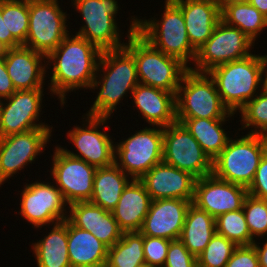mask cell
<instances>
[{
  "label": "cell",
  "instance_id": "cell-1",
  "mask_svg": "<svg viewBox=\"0 0 267 267\" xmlns=\"http://www.w3.org/2000/svg\"><path fill=\"white\" fill-rule=\"evenodd\" d=\"M101 54L102 50L93 43L77 34L69 33L57 48L46 56L47 69L52 72L48 89L58 96L62 107L67 93L81 88L90 89L97 74Z\"/></svg>",
  "mask_w": 267,
  "mask_h": 267
},
{
  "label": "cell",
  "instance_id": "cell-2",
  "mask_svg": "<svg viewBox=\"0 0 267 267\" xmlns=\"http://www.w3.org/2000/svg\"><path fill=\"white\" fill-rule=\"evenodd\" d=\"M138 84L134 56L125 47L102 51L97 74L90 87V90L98 89L99 92H96V99L86 115L111 117L123 97L128 96V91L132 94Z\"/></svg>",
  "mask_w": 267,
  "mask_h": 267
},
{
  "label": "cell",
  "instance_id": "cell-3",
  "mask_svg": "<svg viewBox=\"0 0 267 267\" xmlns=\"http://www.w3.org/2000/svg\"><path fill=\"white\" fill-rule=\"evenodd\" d=\"M207 73L215 81L223 105L236 114L265 87V55L251 54Z\"/></svg>",
  "mask_w": 267,
  "mask_h": 267
},
{
  "label": "cell",
  "instance_id": "cell-4",
  "mask_svg": "<svg viewBox=\"0 0 267 267\" xmlns=\"http://www.w3.org/2000/svg\"><path fill=\"white\" fill-rule=\"evenodd\" d=\"M125 48L134 56L139 83L177 94L189 68L179 59L154 48L138 33V18L133 17Z\"/></svg>",
  "mask_w": 267,
  "mask_h": 267
},
{
  "label": "cell",
  "instance_id": "cell-5",
  "mask_svg": "<svg viewBox=\"0 0 267 267\" xmlns=\"http://www.w3.org/2000/svg\"><path fill=\"white\" fill-rule=\"evenodd\" d=\"M230 137L226 147L212 161V174L224 181L248 188L262 156L267 151V136L248 133Z\"/></svg>",
  "mask_w": 267,
  "mask_h": 267
},
{
  "label": "cell",
  "instance_id": "cell-6",
  "mask_svg": "<svg viewBox=\"0 0 267 267\" xmlns=\"http://www.w3.org/2000/svg\"><path fill=\"white\" fill-rule=\"evenodd\" d=\"M164 6L161 20L138 19V33L154 48L190 68L188 64L195 61L197 51L189 41L183 13L173 1L165 0Z\"/></svg>",
  "mask_w": 267,
  "mask_h": 267
},
{
  "label": "cell",
  "instance_id": "cell-7",
  "mask_svg": "<svg viewBox=\"0 0 267 267\" xmlns=\"http://www.w3.org/2000/svg\"><path fill=\"white\" fill-rule=\"evenodd\" d=\"M222 103L208 73L188 70L176 94V119H227L234 117Z\"/></svg>",
  "mask_w": 267,
  "mask_h": 267
},
{
  "label": "cell",
  "instance_id": "cell-8",
  "mask_svg": "<svg viewBox=\"0 0 267 267\" xmlns=\"http://www.w3.org/2000/svg\"><path fill=\"white\" fill-rule=\"evenodd\" d=\"M115 143L114 163L131 179L139 180L163 161V128L145 127Z\"/></svg>",
  "mask_w": 267,
  "mask_h": 267
},
{
  "label": "cell",
  "instance_id": "cell-9",
  "mask_svg": "<svg viewBox=\"0 0 267 267\" xmlns=\"http://www.w3.org/2000/svg\"><path fill=\"white\" fill-rule=\"evenodd\" d=\"M74 9L80 13L84 24L75 34L93 43L102 51L119 49L121 32L116 16L119 11L117 0H71Z\"/></svg>",
  "mask_w": 267,
  "mask_h": 267
},
{
  "label": "cell",
  "instance_id": "cell-10",
  "mask_svg": "<svg viewBox=\"0 0 267 267\" xmlns=\"http://www.w3.org/2000/svg\"><path fill=\"white\" fill-rule=\"evenodd\" d=\"M255 42L236 27L220 20L215 26L212 36L197 50L194 72L207 73L212 68L240 60L251 55Z\"/></svg>",
  "mask_w": 267,
  "mask_h": 267
},
{
  "label": "cell",
  "instance_id": "cell-11",
  "mask_svg": "<svg viewBox=\"0 0 267 267\" xmlns=\"http://www.w3.org/2000/svg\"><path fill=\"white\" fill-rule=\"evenodd\" d=\"M58 0H29V29L23 46L48 55L69 34Z\"/></svg>",
  "mask_w": 267,
  "mask_h": 267
},
{
  "label": "cell",
  "instance_id": "cell-12",
  "mask_svg": "<svg viewBox=\"0 0 267 267\" xmlns=\"http://www.w3.org/2000/svg\"><path fill=\"white\" fill-rule=\"evenodd\" d=\"M82 118L85 119L83 120V127L76 125L73 130L67 132V139L69 138L78 153L61 147L62 150L73 157L84 160L95 168L112 165L114 163L115 144L110 134H106L107 132L104 131V128H109L107 122L110 117L91 116L85 113ZM99 129H103L104 132Z\"/></svg>",
  "mask_w": 267,
  "mask_h": 267
},
{
  "label": "cell",
  "instance_id": "cell-13",
  "mask_svg": "<svg viewBox=\"0 0 267 267\" xmlns=\"http://www.w3.org/2000/svg\"><path fill=\"white\" fill-rule=\"evenodd\" d=\"M163 162L190 173L196 179L212 174V161L178 121L163 128Z\"/></svg>",
  "mask_w": 267,
  "mask_h": 267
},
{
  "label": "cell",
  "instance_id": "cell-14",
  "mask_svg": "<svg viewBox=\"0 0 267 267\" xmlns=\"http://www.w3.org/2000/svg\"><path fill=\"white\" fill-rule=\"evenodd\" d=\"M20 197L19 215L36 229L67 219L69 204L54 183L38 180L26 183Z\"/></svg>",
  "mask_w": 267,
  "mask_h": 267
},
{
  "label": "cell",
  "instance_id": "cell-15",
  "mask_svg": "<svg viewBox=\"0 0 267 267\" xmlns=\"http://www.w3.org/2000/svg\"><path fill=\"white\" fill-rule=\"evenodd\" d=\"M50 175L68 204L89 201L93 193L96 169L55 146Z\"/></svg>",
  "mask_w": 267,
  "mask_h": 267
},
{
  "label": "cell",
  "instance_id": "cell-16",
  "mask_svg": "<svg viewBox=\"0 0 267 267\" xmlns=\"http://www.w3.org/2000/svg\"><path fill=\"white\" fill-rule=\"evenodd\" d=\"M53 128H37L12 134L0 140V187L10 177L19 174L29 163L35 162L51 140Z\"/></svg>",
  "mask_w": 267,
  "mask_h": 267
},
{
  "label": "cell",
  "instance_id": "cell-17",
  "mask_svg": "<svg viewBox=\"0 0 267 267\" xmlns=\"http://www.w3.org/2000/svg\"><path fill=\"white\" fill-rule=\"evenodd\" d=\"M43 89L16 90L9 98L0 100L3 137L37 128H53L45 122H39Z\"/></svg>",
  "mask_w": 267,
  "mask_h": 267
},
{
  "label": "cell",
  "instance_id": "cell-18",
  "mask_svg": "<svg viewBox=\"0 0 267 267\" xmlns=\"http://www.w3.org/2000/svg\"><path fill=\"white\" fill-rule=\"evenodd\" d=\"M247 188L221 180L213 174L196 179L193 204L215 219L243 208Z\"/></svg>",
  "mask_w": 267,
  "mask_h": 267
},
{
  "label": "cell",
  "instance_id": "cell-19",
  "mask_svg": "<svg viewBox=\"0 0 267 267\" xmlns=\"http://www.w3.org/2000/svg\"><path fill=\"white\" fill-rule=\"evenodd\" d=\"M152 200L184 199L193 201L196 178L165 162L156 164L139 179Z\"/></svg>",
  "mask_w": 267,
  "mask_h": 267
},
{
  "label": "cell",
  "instance_id": "cell-20",
  "mask_svg": "<svg viewBox=\"0 0 267 267\" xmlns=\"http://www.w3.org/2000/svg\"><path fill=\"white\" fill-rule=\"evenodd\" d=\"M192 202L175 198L152 200L140 232L150 237L179 239Z\"/></svg>",
  "mask_w": 267,
  "mask_h": 267
},
{
  "label": "cell",
  "instance_id": "cell-21",
  "mask_svg": "<svg viewBox=\"0 0 267 267\" xmlns=\"http://www.w3.org/2000/svg\"><path fill=\"white\" fill-rule=\"evenodd\" d=\"M45 59L43 53L23 45L8 49L4 61L15 90L44 88L47 75Z\"/></svg>",
  "mask_w": 267,
  "mask_h": 267
},
{
  "label": "cell",
  "instance_id": "cell-22",
  "mask_svg": "<svg viewBox=\"0 0 267 267\" xmlns=\"http://www.w3.org/2000/svg\"><path fill=\"white\" fill-rule=\"evenodd\" d=\"M67 219L76 227L89 231L108 247L121 239L123 231L119 228L112 212L90 201H79L67 206Z\"/></svg>",
  "mask_w": 267,
  "mask_h": 267
},
{
  "label": "cell",
  "instance_id": "cell-23",
  "mask_svg": "<svg viewBox=\"0 0 267 267\" xmlns=\"http://www.w3.org/2000/svg\"><path fill=\"white\" fill-rule=\"evenodd\" d=\"M181 9L192 47L197 51L221 20L218 0H173Z\"/></svg>",
  "mask_w": 267,
  "mask_h": 267
},
{
  "label": "cell",
  "instance_id": "cell-24",
  "mask_svg": "<svg viewBox=\"0 0 267 267\" xmlns=\"http://www.w3.org/2000/svg\"><path fill=\"white\" fill-rule=\"evenodd\" d=\"M130 96L150 126L164 128L177 121L175 94L139 83Z\"/></svg>",
  "mask_w": 267,
  "mask_h": 267
},
{
  "label": "cell",
  "instance_id": "cell-25",
  "mask_svg": "<svg viewBox=\"0 0 267 267\" xmlns=\"http://www.w3.org/2000/svg\"><path fill=\"white\" fill-rule=\"evenodd\" d=\"M152 199L140 180L132 179L111 211L123 232L140 231Z\"/></svg>",
  "mask_w": 267,
  "mask_h": 267
},
{
  "label": "cell",
  "instance_id": "cell-26",
  "mask_svg": "<svg viewBox=\"0 0 267 267\" xmlns=\"http://www.w3.org/2000/svg\"><path fill=\"white\" fill-rule=\"evenodd\" d=\"M68 257L71 267L106 265L108 246L89 231L74 226L67 219Z\"/></svg>",
  "mask_w": 267,
  "mask_h": 267
},
{
  "label": "cell",
  "instance_id": "cell-27",
  "mask_svg": "<svg viewBox=\"0 0 267 267\" xmlns=\"http://www.w3.org/2000/svg\"><path fill=\"white\" fill-rule=\"evenodd\" d=\"M46 236L32 243L38 267H71L68 257L67 219L51 224Z\"/></svg>",
  "mask_w": 267,
  "mask_h": 267
},
{
  "label": "cell",
  "instance_id": "cell-28",
  "mask_svg": "<svg viewBox=\"0 0 267 267\" xmlns=\"http://www.w3.org/2000/svg\"><path fill=\"white\" fill-rule=\"evenodd\" d=\"M131 180L115 163L97 168L93 193L89 201L111 212L117 205L123 189Z\"/></svg>",
  "mask_w": 267,
  "mask_h": 267
},
{
  "label": "cell",
  "instance_id": "cell-29",
  "mask_svg": "<svg viewBox=\"0 0 267 267\" xmlns=\"http://www.w3.org/2000/svg\"><path fill=\"white\" fill-rule=\"evenodd\" d=\"M215 233V218L191 203L186 213L180 241L197 258Z\"/></svg>",
  "mask_w": 267,
  "mask_h": 267
},
{
  "label": "cell",
  "instance_id": "cell-30",
  "mask_svg": "<svg viewBox=\"0 0 267 267\" xmlns=\"http://www.w3.org/2000/svg\"><path fill=\"white\" fill-rule=\"evenodd\" d=\"M191 133L204 153L213 161L226 147L230 137L223 129L227 119H177ZM223 126V127H222Z\"/></svg>",
  "mask_w": 267,
  "mask_h": 267
},
{
  "label": "cell",
  "instance_id": "cell-31",
  "mask_svg": "<svg viewBox=\"0 0 267 267\" xmlns=\"http://www.w3.org/2000/svg\"><path fill=\"white\" fill-rule=\"evenodd\" d=\"M221 20L238 28L254 42L267 29V18L249 2L227 5L221 11Z\"/></svg>",
  "mask_w": 267,
  "mask_h": 267
},
{
  "label": "cell",
  "instance_id": "cell-32",
  "mask_svg": "<svg viewBox=\"0 0 267 267\" xmlns=\"http://www.w3.org/2000/svg\"><path fill=\"white\" fill-rule=\"evenodd\" d=\"M145 262L143 234L123 232L122 237L108 248L107 267H136Z\"/></svg>",
  "mask_w": 267,
  "mask_h": 267
},
{
  "label": "cell",
  "instance_id": "cell-33",
  "mask_svg": "<svg viewBox=\"0 0 267 267\" xmlns=\"http://www.w3.org/2000/svg\"><path fill=\"white\" fill-rule=\"evenodd\" d=\"M2 16H5L6 36L24 45L29 29V0H2Z\"/></svg>",
  "mask_w": 267,
  "mask_h": 267
},
{
  "label": "cell",
  "instance_id": "cell-34",
  "mask_svg": "<svg viewBox=\"0 0 267 267\" xmlns=\"http://www.w3.org/2000/svg\"><path fill=\"white\" fill-rule=\"evenodd\" d=\"M216 233L225 236L237 246H250L255 239L251 237L243 209L230 211L215 219Z\"/></svg>",
  "mask_w": 267,
  "mask_h": 267
},
{
  "label": "cell",
  "instance_id": "cell-35",
  "mask_svg": "<svg viewBox=\"0 0 267 267\" xmlns=\"http://www.w3.org/2000/svg\"><path fill=\"white\" fill-rule=\"evenodd\" d=\"M238 112L242 119L240 120L241 130L251 128L248 133L267 136V89L265 87Z\"/></svg>",
  "mask_w": 267,
  "mask_h": 267
},
{
  "label": "cell",
  "instance_id": "cell-36",
  "mask_svg": "<svg viewBox=\"0 0 267 267\" xmlns=\"http://www.w3.org/2000/svg\"><path fill=\"white\" fill-rule=\"evenodd\" d=\"M238 246L225 236L217 233L197 257V267H226L227 262Z\"/></svg>",
  "mask_w": 267,
  "mask_h": 267
},
{
  "label": "cell",
  "instance_id": "cell-37",
  "mask_svg": "<svg viewBox=\"0 0 267 267\" xmlns=\"http://www.w3.org/2000/svg\"><path fill=\"white\" fill-rule=\"evenodd\" d=\"M243 213L251 237L261 239L267 235V200L248 194L243 204Z\"/></svg>",
  "mask_w": 267,
  "mask_h": 267
},
{
  "label": "cell",
  "instance_id": "cell-38",
  "mask_svg": "<svg viewBox=\"0 0 267 267\" xmlns=\"http://www.w3.org/2000/svg\"><path fill=\"white\" fill-rule=\"evenodd\" d=\"M169 239L143 235L145 263L153 267H163L167 259Z\"/></svg>",
  "mask_w": 267,
  "mask_h": 267
},
{
  "label": "cell",
  "instance_id": "cell-39",
  "mask_svg": "<svg viewBox=\"0 0 267 267\" xmlns=\"http://www.w3.org/2000/svg\"><path fill=\"white\" fill-rule=\"evenodd\" d=\"M163 267H197V258L188 251L180 239L171 240Z\"/></svg>",
  "mask_w": 267,
  "mask_h": 267
},
{
  "label": "cell",
  "instance_id": "cell-40",
  "mask_svg": "<svg viewBox=\"0 0 267 267\" xmlns=\"http://www.w3.org/2000/svg\"><path fill=\"white\" fill-rule=\"evenodd\" d=\"M247 191L254 197L267 200V151L262 156L254 179Z\"/></svg>",
  "mask_w": 267,
  "mask_h": 267
},
{
  "label": "cell",
  "instance_id": "cell-41",
  "mask_svg": "<svg viewBox=\"0 0 267 267\" xmlns=\"http://www.w3.org/2000/svg\"><path fill=\"white\" fill-rule=\"evenodd\" d=\"M226 267H259L254 246H238L227 262Z\"/></svg>",
  "mask_w": 267,
  "mask_h": 267
},
{
  "label": "cell",
  "instance_id": "cell-42",
  "mask_svg": "<svg viewBox=\"0 0 267 267\" xmlns=\"http://www.w3.org/2000/svg\"><path fill=\"white\" fill-rule=\"evenodd\" d=\"M15 91L4 58L0 59V100L9 98Z\"/></svg>",
  "mask_w": 267,
  "mask_h": 267
},
{
  "label": "cell",
  "instance_id": "cell-43",
  "mask_svg": "<svg viewBox=\"0 0 267 267\" xmlns=\"http://www.w3.org/2000/svg\"><path fill=\"white\" fill-rule=\"evenodd\" d=\"M0 41L9 49L21 46L12 36H6L5 16H2V0H0Z\"/></svg>",
  "mask_w": 267,
  "mask_h": 267
},
{
  "label": "cell",
  "instance_id": "cell-44",
  "mask_svg": "<svg viewBox=\"0 0 267 267\" xmlns=\"http://www.w3.org/2000/svg\"><path fill=\"white\" fill-rule=\"evenodd\" d=\"M265 239L266 241L264 242L262 247L261 243H258L257 241H254V243L252 244L256 249L259 267H267V237Z\"/></svg>",
  "mask_w": 267,
  "mask_h": 267
},
{
  "label": "cell",
  "instance_id": "cell-45",
  "mask_svg": "<svg viewBox=\"0 0 267 267\" xmlns=\"http://www.w3.org/2000/svg\"><path fill=\"white\" fill-rule=\"evenodd\" d=\"M249 3L267 18V0H249Z\"/></svg>",
  "mask_w": 267,
  "mask_h": 267
},
{
  "label": "cell",
  "instance_id": "cell-46",
  "mask_svg": "<svg viewBox=\"0 0 267 267\" xmlns=\"http://www.w3.org/2000/svg\"><path fill=\"white\" fill-rule=\"evenodd\" d=\"M249 0H218L220 10L222 11L227 5L248 3Z\"/></svg>",
  "mask_w": 267,
  "mask_h": 267
},
{
  "label": "cell",
  "instance_id": "cell-47",
  "mask_svg": "<svg viewBox=\"0 0 267 267\" xmlns=\"http://www.w3.org/2000/svg\"><path fill=\"white\" fill-rule=\"evenodd\" d=\"M8 49L9 48L0 41V59H3L6 56Z\"/></svg>",
  "mask_w": 267,
  "mask_h": 267
},
{
  "label": "cell",
  "instance_id": "cell-48",
  "mask_svg": "<svg viewBox=\"0 0 267 267\" xmlns=\"http://www.w3.org/2000/svg\"><path fill=\"white\" fill-rule=\"evenodd\" d=\"M264 81H265V88L267 89V55H265V76H264Z\"/></svg>",
  "mask_w": 267,
  "mask_h": 267
},
{
  "label": "cell",
  "instance_id": "cell-49",
  "mask_svg": "<svg viewBox=\"0 0 267 267\" xmlns=\"http://www.w3.org/2000/svg\"><path fill=\"white\" fill-rule=\"evenodd\" d=\"M3 138L2 128H1V107H0V140Z\"/></svg>",
  "mask_w": 267,
  "mask_h": 267
},
{
  "label": "cell",
  "instance_id": "cell-50",
  "mask_svg": "<svg viewBox=\"0 0 267 267\" xmlns=\"http://www.w3.org/2000/svg\"><path fill=\"white\" fill-rule=\"evenodd\" d=\"M136 267H153V266H150V265H148V264H146V263L144 262V263H142V264H140V265H138V266H136Z\"/></svg>",
  "mask_w": 267,
  "mask_h": 267
}]
</instances>
